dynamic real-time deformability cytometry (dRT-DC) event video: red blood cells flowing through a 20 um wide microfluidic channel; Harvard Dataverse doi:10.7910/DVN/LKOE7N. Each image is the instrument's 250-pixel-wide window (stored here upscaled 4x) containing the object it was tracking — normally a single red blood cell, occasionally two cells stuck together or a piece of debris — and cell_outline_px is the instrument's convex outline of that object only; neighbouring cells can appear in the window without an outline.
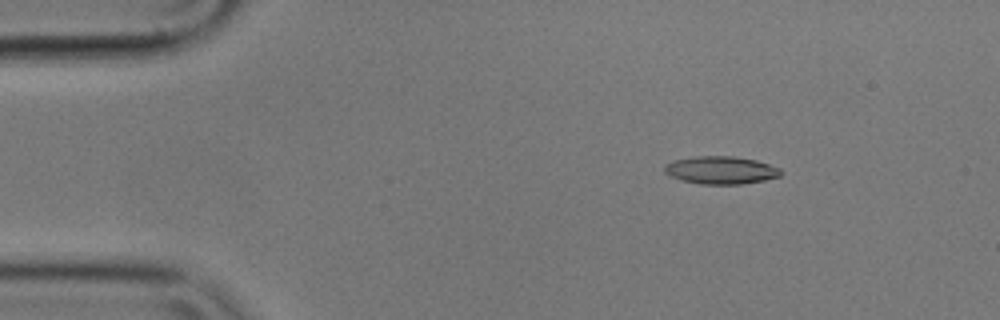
{"species": "common noctule bat (a hibernating species)", "species_latin": "Nyctalus noctula", "temperature_condition": "cold", "stored_images_in_passage": 4, "camera_frame_rate_fps": 3000, "um_per_image_px": 0.085, "animal": {"sex": "male", "body_mass_g": 17.9}, "frame": {"image": 1, "passage_image": 2, "time_ms": 0.333, "image_size_px": [1000, 320], "cell_outline_px": [[784, 172], [780, 176], [764, 180], [740, 184], [700, 184], [680, 180], [668, 176], [664, 172], [664, 164], [672, 160], [696, 156], [732, 156], [756, 160], [780, 168]], "centroid_in_image_um": [61.23, 14.46], "position_along_channel_um": 23.8, "area_um2": 19.02}}
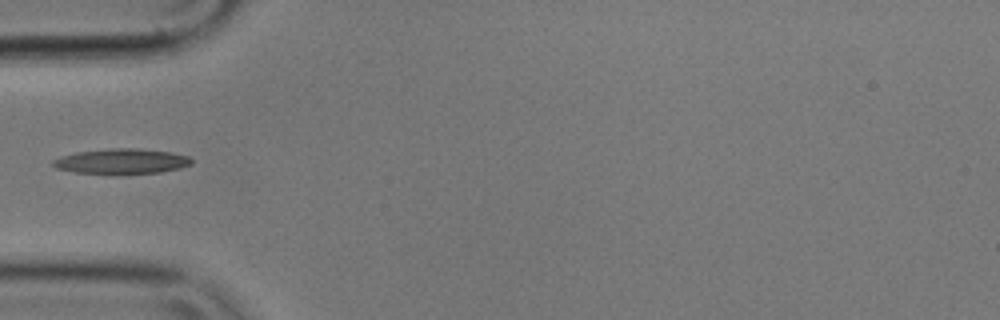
{"frame": {"image": 2, "passage_image": 4, "time_ms": 1.0, "image_size_px": [1000, 320], "cell_outline_px": [[192, 164], [180, 168], [160, 172], [76, 172], [56, 168], [52, 164], [52, 160], [60, 156], [76, 152], [112, 148], [136, 148], [168, 152], [188, 156], [192, 160]], "centroid_in_image_um": [10.32, 13.68], "position_along_channel_um": 74.7, "area_um2": 19.59}}